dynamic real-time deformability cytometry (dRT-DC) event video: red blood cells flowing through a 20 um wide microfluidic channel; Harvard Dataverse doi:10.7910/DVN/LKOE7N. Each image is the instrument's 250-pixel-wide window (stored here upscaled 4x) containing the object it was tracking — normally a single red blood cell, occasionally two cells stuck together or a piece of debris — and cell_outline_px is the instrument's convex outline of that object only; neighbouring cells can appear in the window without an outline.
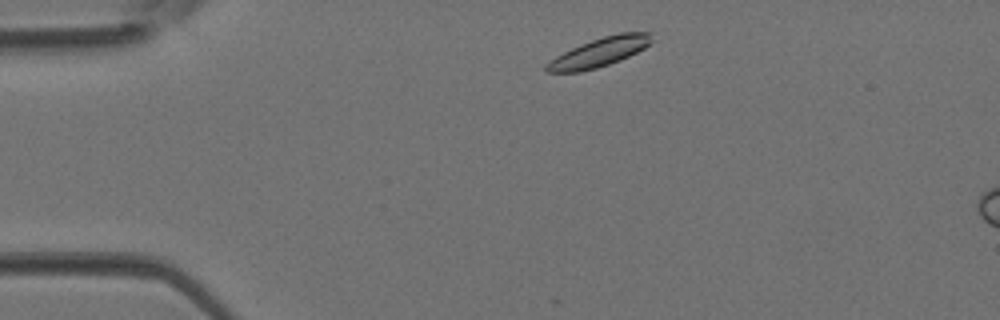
{"species": "Egyptian fruit bat (a non-hibernating species)", "species_latin": "Rousettus aegyptiacus", "temperature_condition": "room temperature", "stored_images_in_passage": 6, "camera_frame_rate_fps": 3000, "um_per_image_px": 0.085, "animal": {"sex": "female"}, "frame": {"image": 1, "passage_image": 3, "time_ms": 0.667, "image_size_px": [1000, 320], "cell_outline_px": [[652, 40], [644, 48], [620, 60], [596, 68], [580, 72], [548, 72], [544, 68], [544, 64], [556, 56], [580, 44], [604, 36], [620, 32], [652, 32]], "centroid_in_image_um": [50.93, 4.44], "position_along_channel_um": 34.1, "area_um2": 17.63}}